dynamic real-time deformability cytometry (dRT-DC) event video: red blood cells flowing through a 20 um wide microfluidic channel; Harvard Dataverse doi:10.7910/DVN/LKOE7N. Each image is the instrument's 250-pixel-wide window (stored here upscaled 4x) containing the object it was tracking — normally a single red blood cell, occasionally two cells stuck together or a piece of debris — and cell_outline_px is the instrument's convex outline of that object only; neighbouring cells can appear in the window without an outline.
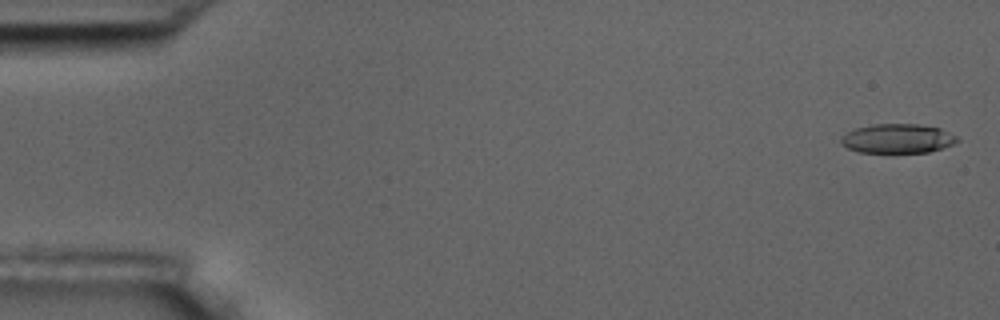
{"species": "common noctule bat (a hibernating species)", "species_latin": "Nyctalus noctula", "temperature_condition": "room temperature", "stored_images_in_passage": 6, "camera_frame_rate_fps": 3000, "um_per_image_px": 0.085, "animal": {"sex": "male", "body_mass_g": 17.5, "forearm_length_mm": 52.3}, "frame": {"image": 1, "passage_image": 1, "time_ms": 0.0, "image_size_px": [1000, 320], "cell_outline_px": [[960, 140], [952, 144], [928, 152], [860, 152], [848, 148], [840, 144], [840, 136], [856, 128], [872, 124], [920, 124], [940, 128], [956, 136]], "centroid_in_image_um": [76.26, 11.77], "position_along_channel_um": 8.7, "area_um2": 19.71}}
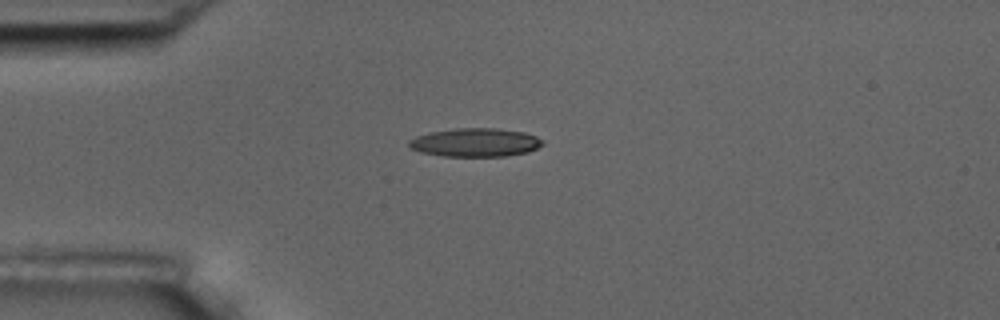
{"frame": {"image": 2, "passage_image": 5, "time_ms": 4.333, "image_size_px": [1000, 320], "cell_outline_px": [[544, 144], [528, 152], [508, 156], [444, 156], [420, 152], [408, 148], [408, 140], [416, 136], [432, 132], [456, 128], [496, 128], [524, 132], [536, 136], [544, 140]], "centroid_in_image_um": [40.4, 12.11], "position_along_channel_um": 44.6, "area_um2": 22.31}}